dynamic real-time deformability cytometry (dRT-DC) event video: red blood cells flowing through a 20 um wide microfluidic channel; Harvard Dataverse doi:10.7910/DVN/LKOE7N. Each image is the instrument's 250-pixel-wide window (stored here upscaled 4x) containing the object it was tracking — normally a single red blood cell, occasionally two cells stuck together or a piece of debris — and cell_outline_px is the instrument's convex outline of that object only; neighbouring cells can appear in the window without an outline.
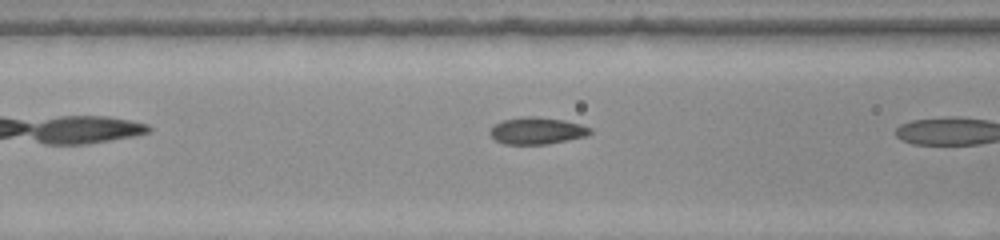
{"species": "common noctule bat (a hibernating species)", "species_latin": "Nyctalus noctula", "temperature_condition": "warm", "stored_images_in_passage": 5, "camera_frame_rate_fps": 3000, "um_per_image_px": 0.085, "animal": {"sex": "female", "body_mass_g": 22.0, "forearm_length_mm": 56.7}, "frame": {"image": 1, "passage_image": 4, "time_ms": 1.0, "image_size_px": [1000, 240], "cell_outline_px": [[592, 132], [588, 136], [548, 144], [504, 144], [496, 140], [488, 132], [496, 124], [504, 120], [520, 116], [536, 116], [564, 120], [580, 124], [592, 128]], "centroid_in_image_um": [45.68, 11.11], "position_along_channel_um": 120.9, "area_um2": 15.78}}